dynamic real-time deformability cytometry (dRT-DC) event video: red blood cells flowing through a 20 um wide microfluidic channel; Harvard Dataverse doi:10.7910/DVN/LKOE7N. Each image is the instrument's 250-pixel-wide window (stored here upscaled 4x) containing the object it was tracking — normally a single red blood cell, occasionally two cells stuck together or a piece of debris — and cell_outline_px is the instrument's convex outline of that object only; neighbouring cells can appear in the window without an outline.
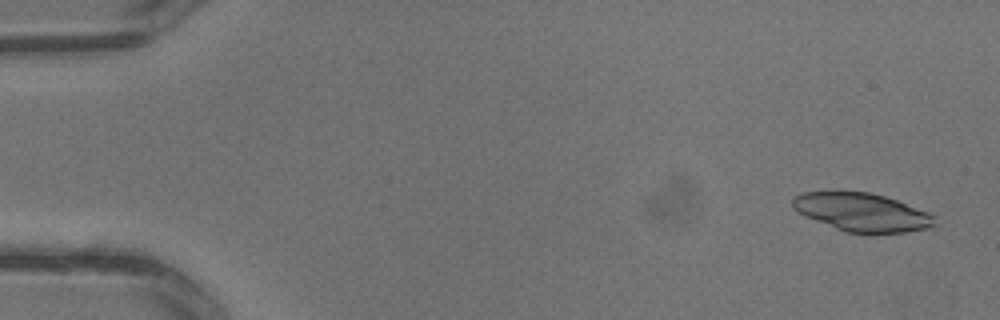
{"species": "common noctule bat (a hibernating species)", "species_latin": "Nyctalus noctula", "temperature_condition": "warm", "stored_images_in_passage": 3, "camera_frame_rate_fps": 3000, "um_per_image_px": 0.085, "animal": {"sex": "male", "body_mass_g": 13.3}, "frame": {"image": 1, "passage_image": 1, "time_ms": 0.0, "image_size_px": [1000, 320], "cell_outline_px": [[936, 228], [908, 232], [844, 232], [796, 212], [792, 208], [792, 200], [796, 196], [804, 192], [836, 188], [868, 192], [884, 196], [896, 200], [928, 212], [936, 216]], "centroid_in_image_um": [73.25, 18.0], "position_along_channel_um": 11.8, "area_um2": 32.48}}
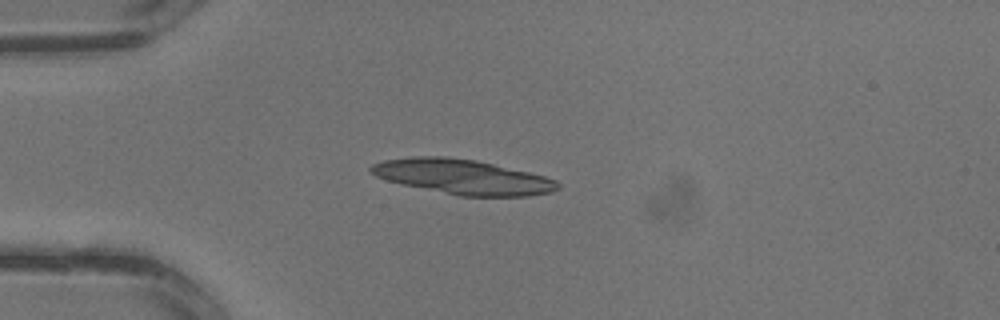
{"frame": {"image": 2, "passage_image": 3, "time_ms": 0.667, "image_size_px": [1000, 320], "cell_outline_px": [[560, 188], [552, 192], [528, 196], [460, 196], [400, 184], [376, 176], [368, 172], [368, 168], [372, 164], [384, 160], [412, 156], [448, 156], [476, 160], [528, 172], [544, 176], [556, 180], [560, 184]], "centroid_in_image_um": [39.3, 15.03], "position_along_channel_um": 45.7, "area_um2": 38.03}}